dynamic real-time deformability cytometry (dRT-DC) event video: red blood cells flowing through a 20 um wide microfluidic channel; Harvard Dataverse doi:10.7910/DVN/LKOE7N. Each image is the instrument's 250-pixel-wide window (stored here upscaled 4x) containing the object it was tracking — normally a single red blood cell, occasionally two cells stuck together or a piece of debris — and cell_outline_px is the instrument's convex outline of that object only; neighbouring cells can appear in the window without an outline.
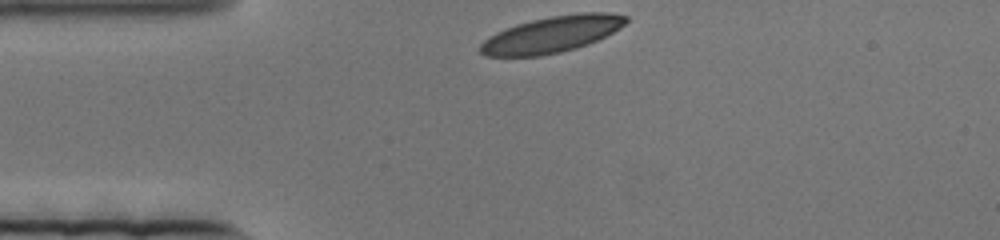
{"species": "human", "species_latin": "Homo sapiens", "temperature_condition": "cold", "stored_images_in_passage": 51, "camera_frame_rate_fps": 3000, "um_per_image_px": 0.085, "donor": {"sex": "female"}, "frame": {"image": 1, "passage_image": 1, "time_ms": 0.0, "image_size_px": [1000, 240], "cell_outline_px": [[628, 20], [620, 28], [588, 44], [576, 48], [560, 52], [540, 56], [484, 56], [480, 52], [480, 44], [488, 36], [504, 28], [516, 24], [532, 20], [552, 16], [580, 12], [608, 12], [628, 16]], "centroid_in_image_um": [46.88, 2.92], "position_along_channel_um": 38.1, "area_um2": 30.81}}
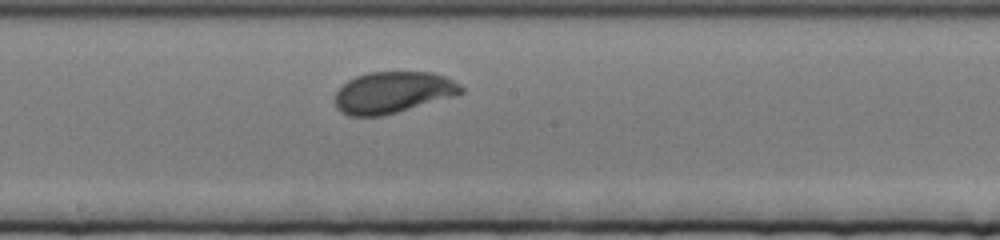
{"frame": {"image": 2, "passage_image": 27, "time_ms": 8.667, "image_size_px": [1000, 240], "cell_outline_px": [[464, 92], [456, 96], [384, 116], [348, 116], [340, 112], [336, 108], [336, 92], [348, 80], [356, 76], [368, 72], [432, 72], [444, 76], [460, 84], [464, 88]], "centroid_in_image_um": [33.41, 7.86], "position_along_channel_um": 214.8, "area_um2": 30.69}}
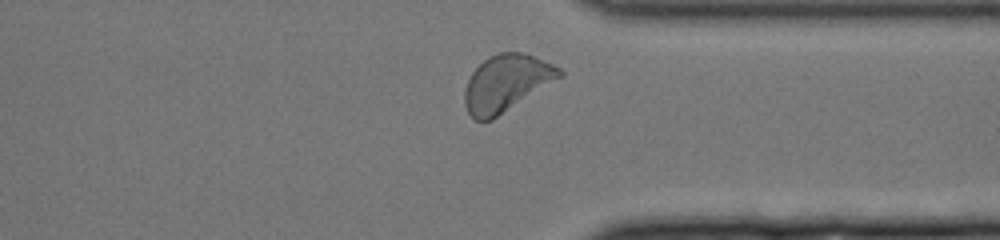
{"frame": {"image": 3, "passage_image": 47, "time_ms": 15.333, "image_size_px": [1000, 240], "cell_outline_px": [[564, 76], [492, 120], [476, 120], [468, 112], [464, 104], [464, 88], [472, 72], [488, 56], [500, 52], [520, 52], [532, 56], [552, 64], [560, 68], [564, 72]], "centroid_in_image_um": [43.04, 7.07], "position_along_channel_um": 368.4, "area_um2": 31.27}}